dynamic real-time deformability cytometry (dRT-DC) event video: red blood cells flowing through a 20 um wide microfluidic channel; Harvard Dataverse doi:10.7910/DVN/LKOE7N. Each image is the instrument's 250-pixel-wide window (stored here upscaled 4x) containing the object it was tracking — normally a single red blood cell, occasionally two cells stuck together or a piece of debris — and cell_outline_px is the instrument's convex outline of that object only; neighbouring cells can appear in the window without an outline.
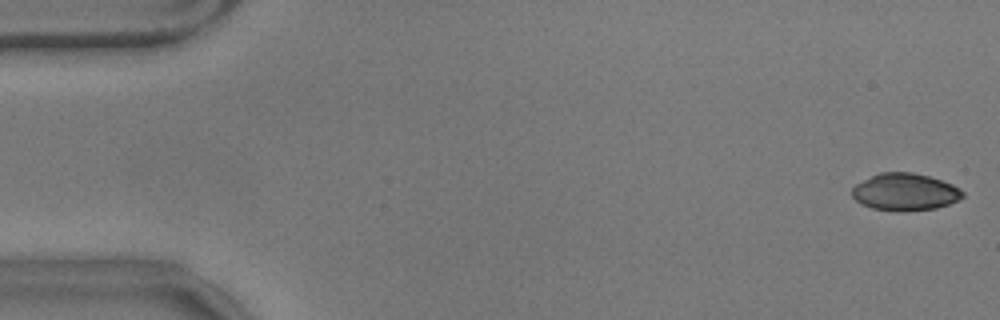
{"species": "common noctule bat (a hibernating species)", "species_latin": "Nyctalus noctula", "temperature_condition": "warm", "stored_images_in_passage": 56, "camera_frame_rate_fps": 3000, "um_per_image_px": 0.085, "animal": {"sex": "male", "body_mass_g": 17.9}, "frame": {"image": 1, "passage_image": 1, "time_ms": 0.0, "image_size_px": [1000, 320], "cell_outline_px": [[964, 196], [948, 204], [936, 208], [900, 212], [872, 208], [860, 204], [852, 196], [852, 188], [856, 184], [880, 172], [912, 172], [928, 176], [952, 184], [960, 188], [964, 192]], "centroid_in_image_um": [76.91, 16.32], "position_along_channel_um": 8.1, "area_um2": 23.93}}
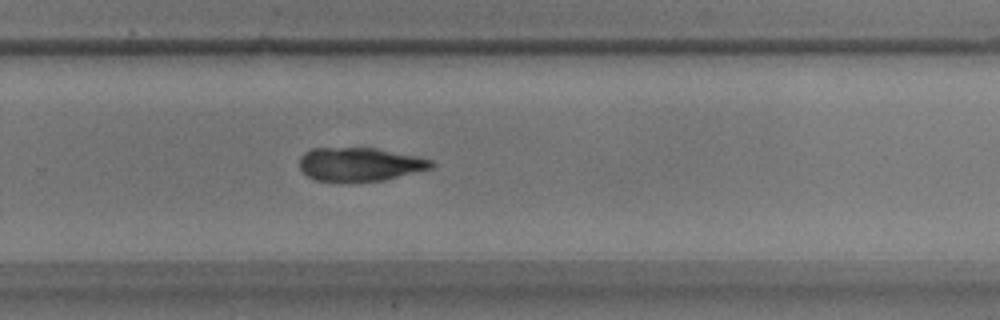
{"frame": {"image": 2, "passage_image": 37, "time_ms": 12.0, "image_size_px": [1000, 320], "cell_outline_px": [[436, 164], [432, 168], [384, 180], [316, 180], [308, 176], [300, 168], [300, 156], [304, 152], [312, 148], [376, 148], [416, 156], [432, 160]], "centroid_in_image_um": [30.6, 13.94], "position_along_channel_um": 299.2, "area_um2": 25.37}}
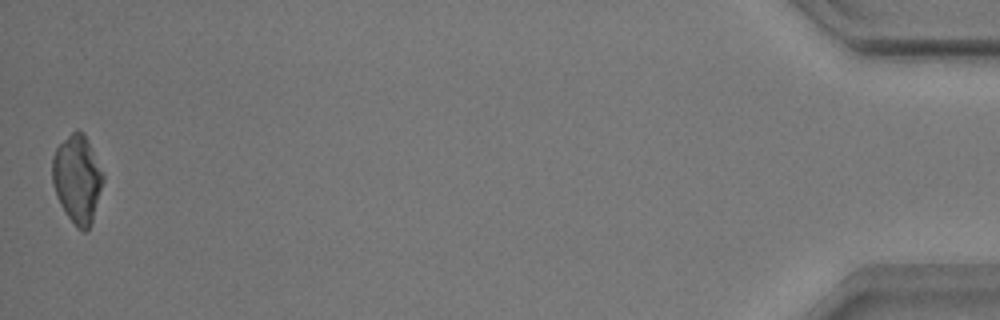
{"frame": {"image": 3, "passage_image": 56, "time_ms": 18.333, "image_size_px": [1000, 320], "cell_outline_px": [[104, 180], [92, 224], [88, 232], [84, 232], [76, 228], [60, 204], [56, 196], [52, 184], [52, 156], [56, 148], [76, 128], [84, 132], [104, 172]], "centroid_in_image_um": [6.59, 15.23], "position_along_channel_um": 428.6, "area_um2": 26.53}, "authors_computed_cell_mechanics": {"area_um2": 26.4146, "velocity_mm_per_s": 3.5358, "shape_relaxation_time_tau1_ms": null, "shape_relaxation_time_tau2_ms": 11.3358, "deformation_change_tau1": null, "deformation_change_tau2": 0.2015}}